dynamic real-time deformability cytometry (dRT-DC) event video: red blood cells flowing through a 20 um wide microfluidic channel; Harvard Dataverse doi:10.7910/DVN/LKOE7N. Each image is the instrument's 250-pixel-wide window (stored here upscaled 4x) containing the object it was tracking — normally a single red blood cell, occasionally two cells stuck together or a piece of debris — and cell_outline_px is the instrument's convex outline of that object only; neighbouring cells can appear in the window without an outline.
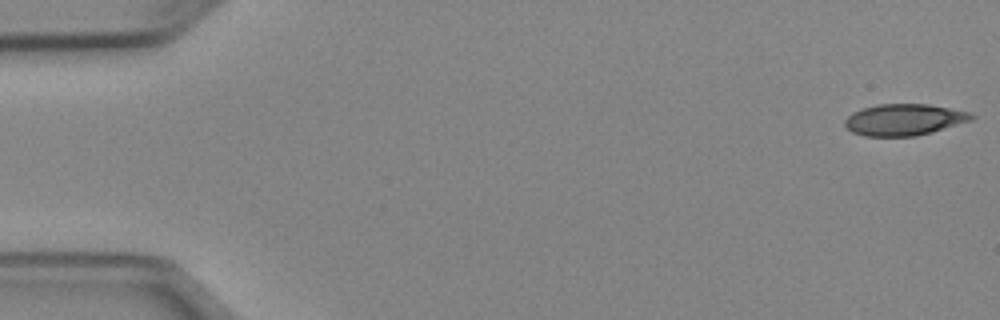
{"species": "Egyptian fruit bat (a non-hibernating species)", "species_latin": "Rousettus aegyptiacus", "temperature_condition": "cold", "stored_images_in_passage": 51, "camera_frame_rate_fps": 3000, "um_per_image_px": 0.085, "animal": {"sex": "female"}, "frame": {"image": 1, "passage_image": 1, "time_ms": 0.0, "image_size_px": [1000, 320], "cell_outline_px": [[976, 116], [972, 120], [932, 132], [916, 136], [864, 136], [852, 132], [844, 124], [844, 120], [852, 112], [864, 108], [880, 104], [928, 104], [972, 112]], "centroid_in_image_um": [76.87, 10.17], "position_along_channel_um": 8.1, "area_um2": 23.24}}
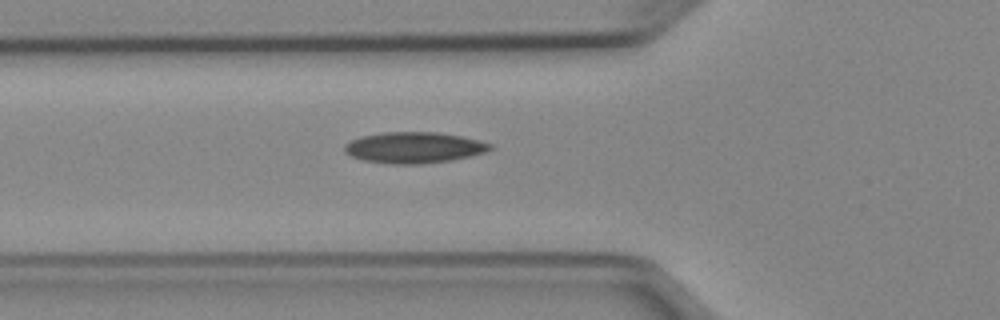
{"frame": {"image": 2, "passage_image": 18, "time_ms": 5.667, "image_size_px": [1000, 320], "cell_outline_px": [[496, 148], [488, 152], [452, 160], [420, 164], [388, 164], [364, 160], [352, 156], [344, 152], [344, 144], [360, 136], [384, 132], [436, 132], [460, 136], [480, 140], [492, 144]], "centroid_in_image_um": [35.23, 12.54], "position_along_channel_um": 90.6, "area_um2": 26.59}}
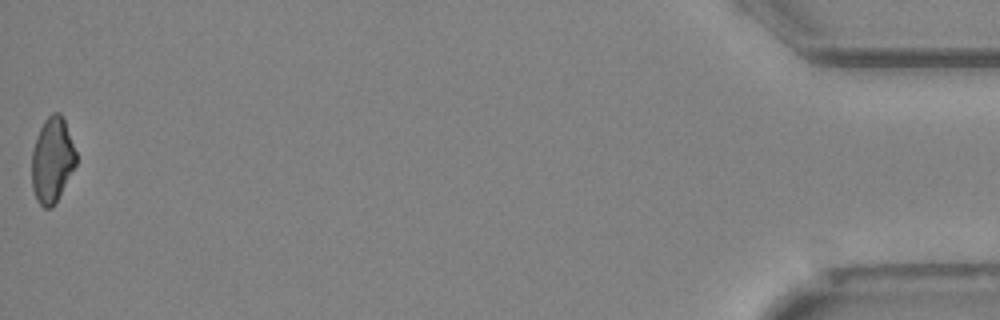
{"frame": {"image": 3, "passage_image": 51, "time_ms": 16.667, "image_size_px": [1000, 320], "cell_outline_px": [[76, 164], [52, 208], [44, 208], [36, 200], [32, 188], [32, 152], [40, 128], [44, 120], [52, 112], [60, 112], [64, 120], [76, 152]], "centroid_in_image_um": [4.42, 13.6], "position_along_channel_um": 430.8, "area_um2": 21.68}, "authors_computed_cell_mechanics": {"area_um2": 23.987, "velocity_mm_per_s": 3.9579, "shape_relaxation_time_tau1_ms": 6.9366, "shape_relaxation_time_tau2_ms": 11.1416, "deformation_change_tau1": 0.1586, "deformation_change_tau2": 0.2558}}